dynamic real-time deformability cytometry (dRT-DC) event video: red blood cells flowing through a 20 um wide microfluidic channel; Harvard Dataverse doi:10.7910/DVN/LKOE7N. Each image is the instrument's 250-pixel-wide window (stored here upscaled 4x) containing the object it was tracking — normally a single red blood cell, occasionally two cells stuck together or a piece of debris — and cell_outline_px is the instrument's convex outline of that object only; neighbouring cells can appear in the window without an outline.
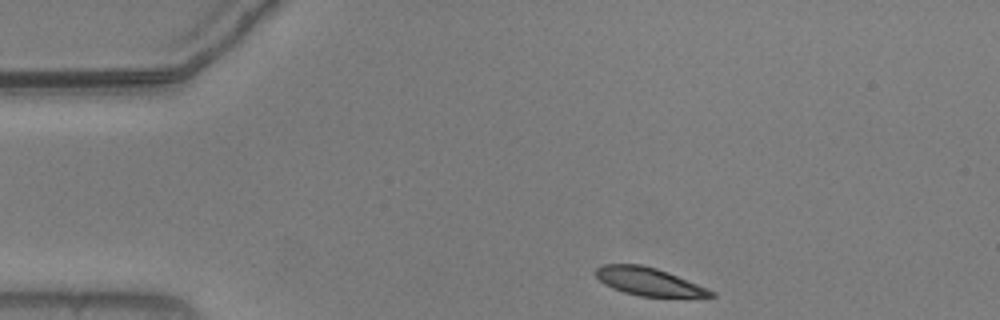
{"species": "common noctule bat (a hibernating species)", "species_latin": "Nyctalus noctula", "temperature_condition": "warm", "stored_images_in_passage": 46, "camera_frame_rate_fps": 3000, "um_per_image_px": 0.085, "animal": {"sex": "male", "body_mass_g": 20.5, "forearm_length_mm": 52.5}, "frame": {"image": 1, "passage_image": 1, "time_ms": 0.0, "image_size_px": [1000, 320], "cell_outline_px": [[716, 296], [640, 296], [624, 292], [612, 288], [604, 284], [596, 276], [596, 268], [604, 264], [640, 264], [656, 268], [668, 272], [708, 288], [716, 292]], "centroid_in_image_um": [55.13, 23.92], "position_along_channel_um": 29.9, "area_um2": 18.5}}
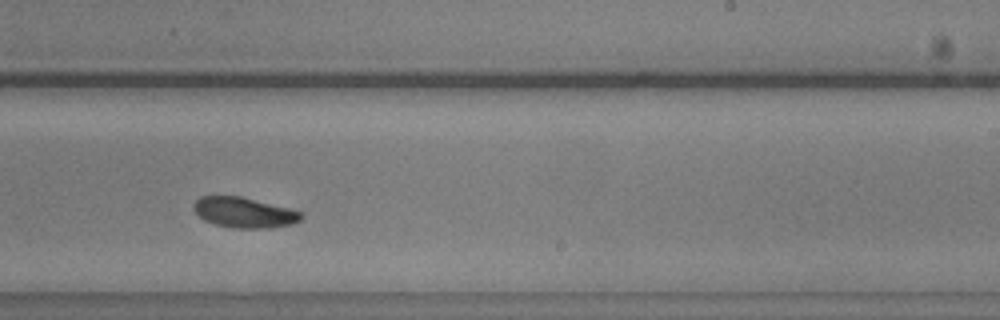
{"frame": {"image": 2, "passage_image": 25, "time_ms": 8.0, "image_size_px": [1000, 320], "cell_outline_px": [[304, 216], [296, 224], [268, 228], [232, 228], [216, 224], [204, 220], [192, 208], [196, 200], [200, 196], [240, 196], [304, 212]], "centroid_in_image_um": [20.79, 18.07], "position_along_channel_um": 268.2, "area_um2": 19.07}}
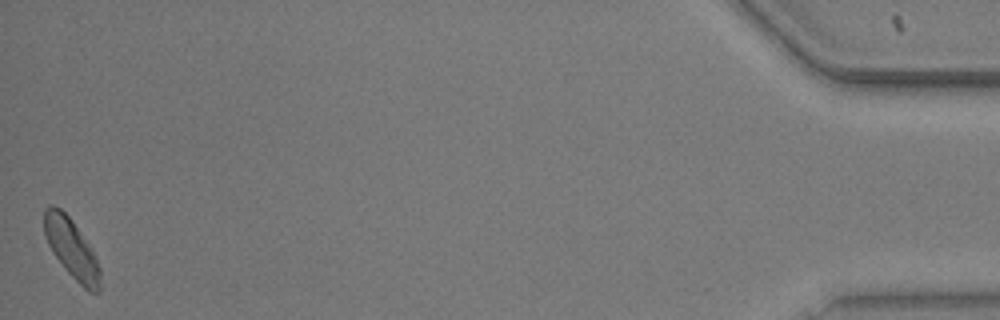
{"frame": {"image": 3, "passage_image": 46, "time_ms": 15.0, "image_size_px": [1000, 320], "cell_outline_px": [[100, 292], [88, 292], [64, 268], [52, 252], [44, 236], [44, 208], [60, 208], [72, 220], [92, 248], [96, 256], [100, 268]], "centroid_in_image_um": [6.1, 21.17], "position_along_channel_um": 429.1, "area_um2": 19.25}, "authors_computed_cell_mechanics": {"area_um2": 19.5942, "velocity_mm_per_s": 3.6546, "shape_relaxation_time_tau1_ms": 2.7043, "shape_relaxation_time_tau2_ms": 10.4977, "deformation_change_tau1": 0.1312, "deformation_change_tau2": 0.0979}}